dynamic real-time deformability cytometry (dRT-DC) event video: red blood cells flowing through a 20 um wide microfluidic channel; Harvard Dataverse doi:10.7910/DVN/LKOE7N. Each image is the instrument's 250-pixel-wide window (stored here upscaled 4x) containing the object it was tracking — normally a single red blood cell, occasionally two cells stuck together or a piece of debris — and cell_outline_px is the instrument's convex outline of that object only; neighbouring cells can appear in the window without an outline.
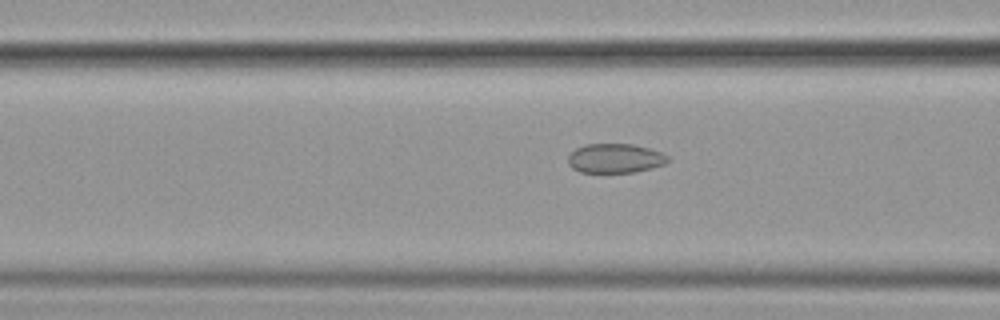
{"species": "common noctule bat (a hibernating species)", "species_latin": "Nyctalus noctula", "temperature_condition": "cold", "stored_images_in_passage": 36, "camera_frame_rate_fps": 3000, "um_per_image_px": 0.085, "animal": {"sex": "female", "body_mass_g": 19.9}, "frame": {"image": 1, "passage_image": 13, "time_ms": 4.0, "image_size_px": [1000, 320], "cell_outline_px": [[668, 160], [664, 164], [652, 168], [636, 172], [580, 172], [572, 168], [568, 164], [568, 156], [576, 148], [584, 144], [632, 144], [648, 148], [660, 152], [668, 156]], "centroid_in_image_um": [52.26, 13.46], "position_along_channel_um": 114.3, "area_um2": 16.99}}
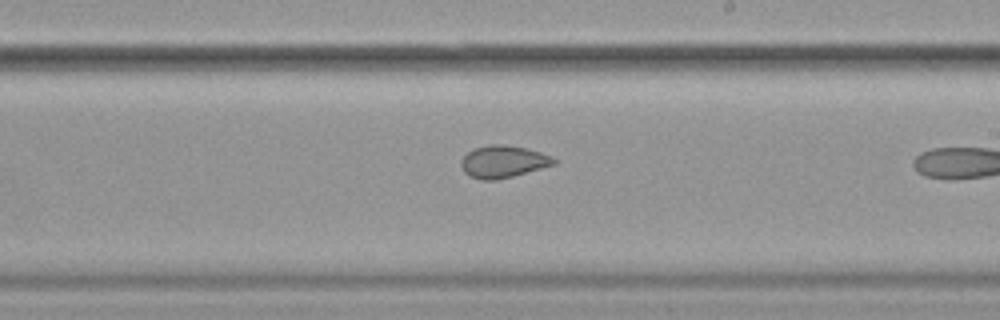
{"frame": {"image": 2, "passage_image": 24, "time_ms": 7.667, "image_size_px": [1000, 320], "cell_outline_px": [[556, 164], [512, 176], [496, 180], [480, 180], [468, 176], [464, 172], [460, 164], [460, 160], [468, 152], [476, 148], [492, 144], [504, 144], [524, 148], [540, 152], [552, 156], [556, 160]], "centroid_in_image_um": [42.74, 13.75], "position_along_channel_um": 246.3, "area_um2": 17.34}}
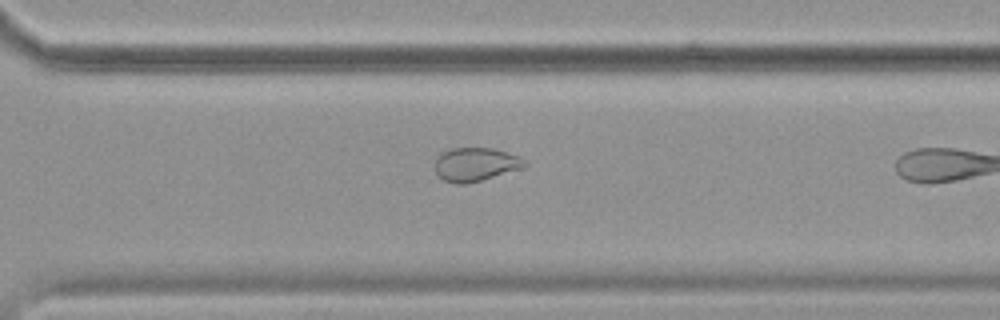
{"frame": {"image": 3, "passage_image": 31, "time_ms": 10.0, "image_size_px": [1000, 320], "cell_outline_px": [[528, 164], [520, 168], [468, 184], [456, 184], [444, 180], [436, 176], [436, 156], [452, 148], [492, 148], [508, 152], [520, 156]], "centroid_in_image_um": [40.4, 13.97], "position_along_channel_um": 330.2, "area_um2": 17.46}}